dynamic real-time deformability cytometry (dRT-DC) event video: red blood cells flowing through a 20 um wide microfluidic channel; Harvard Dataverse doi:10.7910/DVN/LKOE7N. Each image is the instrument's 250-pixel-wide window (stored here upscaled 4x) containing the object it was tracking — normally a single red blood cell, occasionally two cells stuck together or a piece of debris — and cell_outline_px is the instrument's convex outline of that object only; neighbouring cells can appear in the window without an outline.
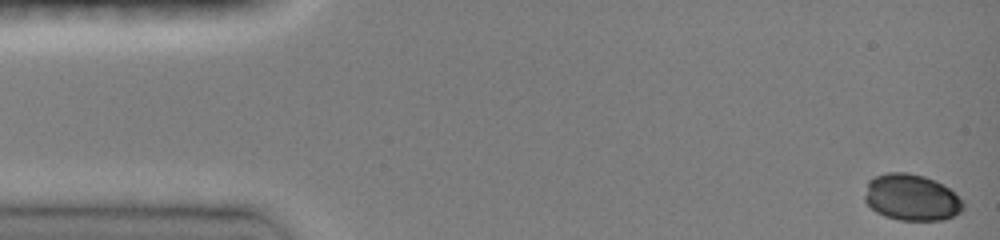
{"species": "common noctule bat (a hibernating species)", "species_latin": "Nyctalus noctula", "temperature_condition": "room temperature", "stored_images_in_passage": 29, "camera_frame_rate_fps": 3000, "um_per_image_px": 0.085, "animal": {"sex": "female", "body_mass_g": 19.0, "forearm_length_mm": 51.5}, "frame": {"image": 1, "passage_image": 1, "time_ms": 0.0, "image_size_px": [1000, 240], "cell_outline_px": [[964, 208], [960, 212], [952, 216], [940, 220], [900, 220], [884, 216], [876, 212], [864, 200], [864, 196], [868, 180], [876, 176], [888, 172], [908, 172], [924, 176], [944, 184], [956, 192], [964, 200]], "centroid_in_image_um": [77.5, 16.77], "position_along_channel_um": 7.5, "area_um2": 26.93}}
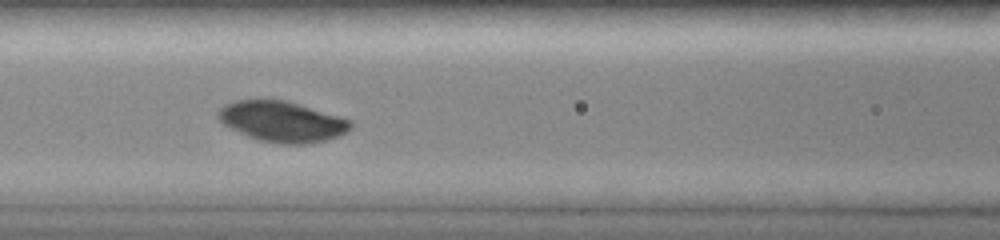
{"frame": {"image": 2, "passage_image": 14, "time_ms": 4.333, "image_size_px": [1000, 240], "cell_outline_px": [[352, 128], [348, 132], [324, 140], [308, 144], [280, 144], [260, 140], [248, 136], [224, 124], [216, 116], [216, 112], [224, 104], [236, 100], [288, 100], [352, 120]], "centroid_in_image_um": [23.99, 10.32], "position_along_channel_um": 142.6, "area_um2": 31.33}}
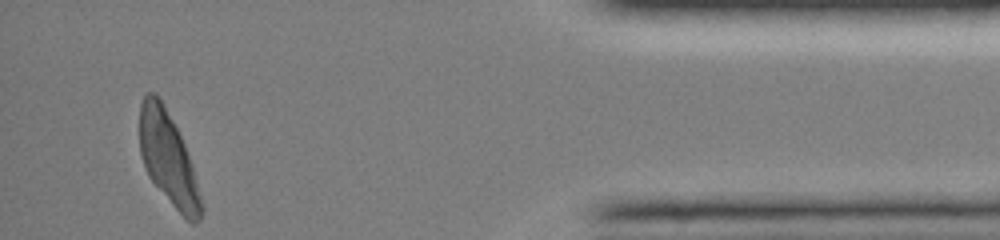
{"frame": {"image": 3, "passage_image": 29, "time_ms": 9.333, "image_size_px": [1000, 240], "cell_outline_px": [[204, 208], [200, 220], [196, 224], [192, 224], [172, 204], [148, 176], [140, 152], [140, 104], [144, 96], [148, 92], [156, 92], [160, 96], [184, 144], [192, 168]], "centroid_in_image_um": [14.28, 13.46], "position_along_channel_um": 420.9, "area_um2": 32.66}}